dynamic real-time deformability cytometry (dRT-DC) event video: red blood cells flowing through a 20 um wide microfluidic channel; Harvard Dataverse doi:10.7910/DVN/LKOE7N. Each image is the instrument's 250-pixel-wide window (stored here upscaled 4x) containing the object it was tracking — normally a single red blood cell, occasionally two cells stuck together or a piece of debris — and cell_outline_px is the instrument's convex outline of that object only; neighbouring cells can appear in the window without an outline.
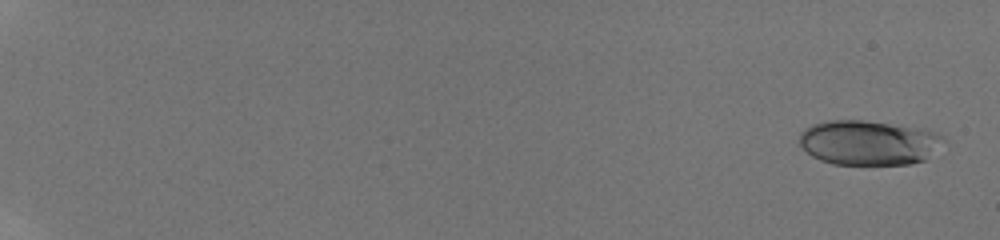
{"species": "human", "species_latin": "Homo sapiens", "temperature_condition": "room temperature", "stored_images_in_passage": 11, "camera_frame_rate_fps": 3000, "um_per_image_px": 0.085, "donor": {"sex": "male"}, "frame": {"image": 1, "passage_image": 1, "time_ms": 0.0, "image_size_px": [1000, 240], "cell_outline_px": [[944, 140], [924, 160], [908, 164], [832, 164], [820, 160], [812, 156], [800, 148], [800, 132], [804, 128], [812, 124], [828, 120], [860, 120], [928, 128], [944, 136]], "centroid_in_image_um": [73.8, 12.11], "position_along_channel_um": 11.2, "area_um2": 37.74}}
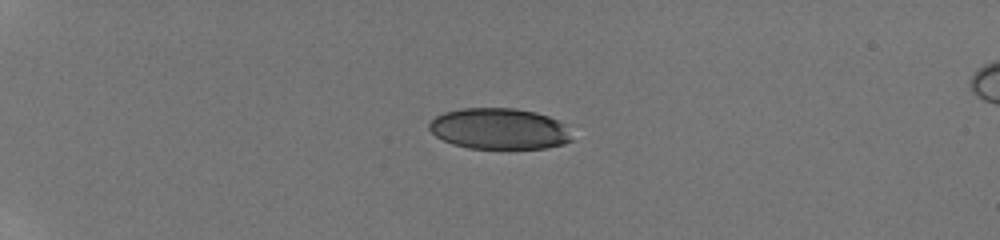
{"frame": {"image": 2, "passage_image": 7, "time_ms": 4.667, "image_size_px": [1000, 240], "cell_outline_px": [[572, 140], [564, 144], [548, 148], [468, 148], [452, 144], [436, 136], [428, 128], [428, 124], [436, 116], [444, 112], [460, 108], [516, 108], [536, 112], [548, 116], [564, 124]], "centroid_in_image_um": [42.41, 10.94], "position_along_channel_um": 42.6, "area_um2": 34.1}}
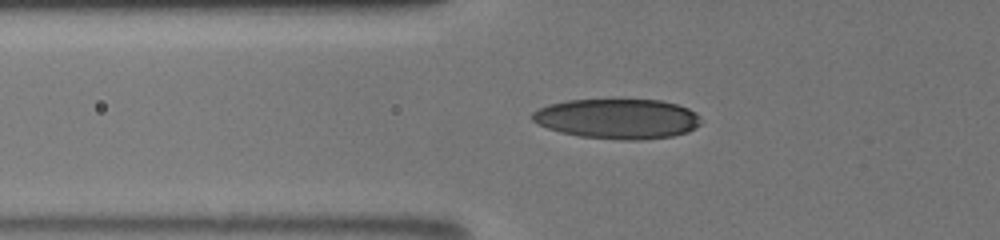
{"frame": {"image": 3, "passage_image": 10, "time_ms": 7.0, "image_size_px": [1000, 240], "cell_outline_px": [[700, 124], [696, 128], [688, 132], [672, 136], [640, 140], [620, 140], [580, 136], [560, 132], [536, 124], [532, 120], [532, 112], [548, 104], [568, 100], [660, 100], [676, 104], [688, 108], [696, 112], [700, 116]], "centroid_in_image_um": [52.49, 10.1], "position_along_channel_um": 73.3, "area_um2": 39.42}}